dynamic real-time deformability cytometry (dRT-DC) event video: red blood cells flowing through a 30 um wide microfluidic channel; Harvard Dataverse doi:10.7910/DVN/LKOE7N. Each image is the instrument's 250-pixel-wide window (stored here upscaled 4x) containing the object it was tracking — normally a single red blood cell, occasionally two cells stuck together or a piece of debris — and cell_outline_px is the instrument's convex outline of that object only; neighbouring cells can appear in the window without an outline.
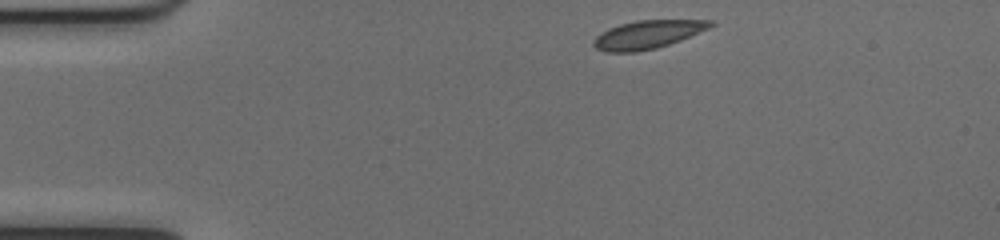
{"species": "common noctule bat (a hibernating species)", "species_latin": "Nyctalus noctula", "temperature_condition": "cold", "stored_images_in_passage": 43, "camera_frame_rate_fps": 3000, "um_per_image_px": 0.085, "animal": {"sex": "female", "body_mass_g": 17.0, "forearm_length_mm": 48.0}, "frame": {"image": 1, "passage_image": 1, "time_ms": 0.0, "image_size_px": [1000, 240], "cell_outline_px": [[716, 24], [708, 28], [680, 40], [656, 48], [636, 52], [604, 52], [596, 48], [592, 44], [592, 40], [600, 32], [608, 28], [620, 24], [636, 20], [712, 20]], "centroid_in_image_um": [54.99, 2.93], "position_along_channel_um": 30.0, "area_um2": 19.25}}
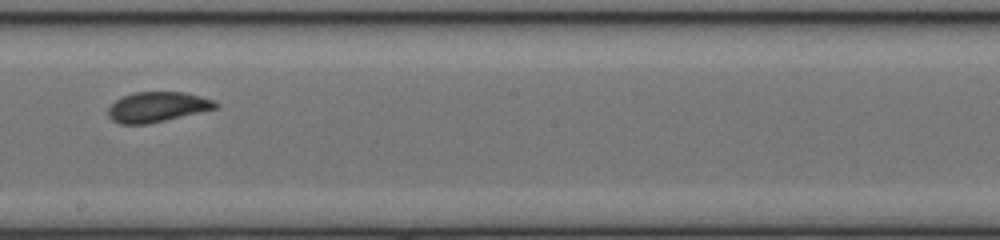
{"frame": {"image": 2, "passage_image": 21, "time_ms": 6.667, "image_size_px": [1000, 240], "cell_outline_px": [[220, 108], [148, 124], [120, 124], [112, 120], [108, 116], [108, 108], [116, 100], [132, 92], [184, 92], [216, 100], [220, 104]], "centroid_in_image_um": [13.42, 9.09], "position_along_channel_um": 234.8, "area_um2": 19.07}}
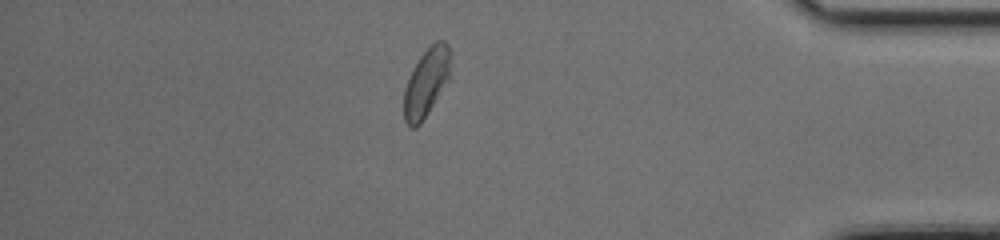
{"frame": {"image": 3, "passage_image": 36, "time_ms": 11.667, "image_size_px": [1000, 240], "cell_outline_px": [[452, 80], [420, 124], [416, 128], [408, 128], [404, 120], [404, 88], [412, 68], [420, 56], [436, 40], [444, 40], [448, 44], [452, 52]], "centroid_in_image_um": [36.31, 7.0], "position_along_channel_um": 398.9, "area_um2": 19.65}, "authors_computed_cell_mechanics": {"area_um2": 19.1318, "velocity_mm_per_s": 4.0059, "shape_relaxation_time_tau1_ms": 5.8298, "shape_relaxation_time_tau2_ms": null, "deformation_change_tau1": 0.1769, "deformation_change_tau2": null}}